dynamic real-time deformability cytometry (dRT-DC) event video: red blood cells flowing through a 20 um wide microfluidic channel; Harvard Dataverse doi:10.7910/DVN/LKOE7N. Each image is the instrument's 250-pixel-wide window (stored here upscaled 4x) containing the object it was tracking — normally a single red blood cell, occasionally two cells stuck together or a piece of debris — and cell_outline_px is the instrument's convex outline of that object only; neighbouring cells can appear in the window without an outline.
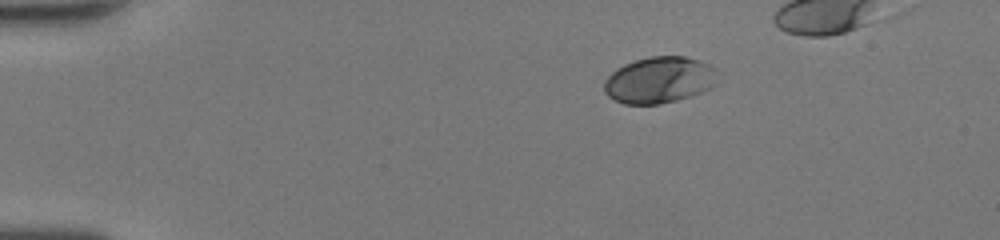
{"species": "human", "species_latin": "Homo sapiens", "temperature_condition": "room temperature", "stored_images_in_passage": 37, "camera_frame_rate_fps": 3000, "um_per_image_px": 0.085, "donor": {"sex": "female"}, "frame": {"image": 1, "passage_image": 1, "time_ms": 0.0, "image_size_px": [1000, 240], "cell_outline_px": [[716, 84], [712, 88], [676, 100], [660, 104], [624, 104], [608, 96], [604, 92], [604, 80], [616, 68], [624, 64], [636, 60], [652, 56], [684, 56], [700, 60], [716, 68]], "centroid_in_image_um": [56.04, 6.79], "position_along_channel_um": 29.0, "area_um2": 30.69}}
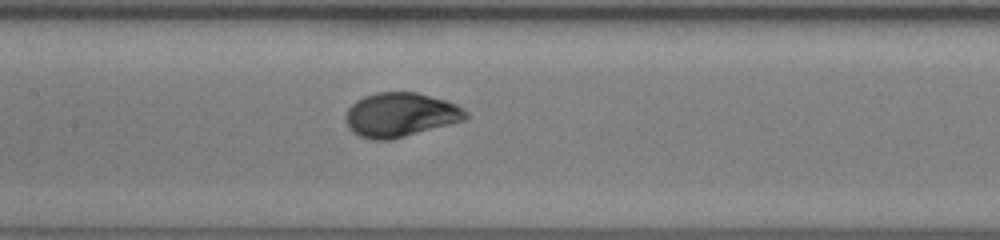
{"frame": {"image": 2, "passage_image": 17, "time_ms": 5.333, "image_size_px": [1000, 240], "cell_outline_px": [[468, 116], [464, 120], [404, 136], [388, 140], [372, 140], [360, 136], [352, 132], [348, 128], [344, 120], [344, 116], [348, 108], [356, 100], [364, 96], [376, 92], [416, 92], [444, 100], [456, 104], [464, 108], [468, 112]], "centroid_in_image_um": [33.99, 9.75], "position_along_channel_um": 173.4, "area_um2": 30.87}}
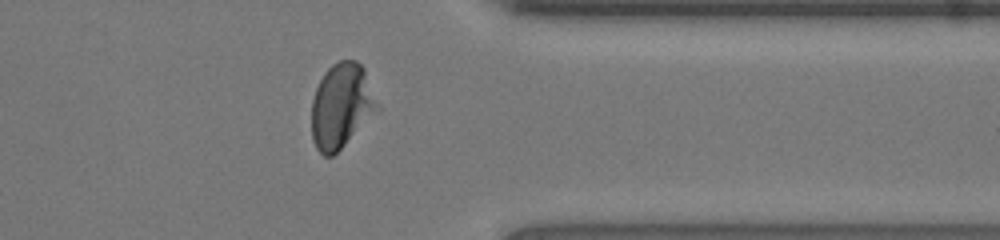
{"frame": {"image": 3, "passage_image": 32, "time_ms": 10.333, "image_size_px": [1000, 240], "cell_outline_px": [[380, 112], [332, 156], [324, 156], [316, 148], [312, 140], [312, 100], [316, 88], [324, 72], [332, 64], [340, 60], [356, 60], [364, 68], [380, 108]], "centroid_in_image_um": [29.04, 9.01], "position_along_channel_um": 382.4, "area_um2": 32.77}, "authors_computed_cell_mechanics": {"area_um2": 30.5762, "velocity_mm_per_s": 4.3011, "shape_relaxation_time_tau1_ms": 2.5417, "shape_relaxation_time_tau2_ms": null, "deformation_change_tau1": 0.1511, "deformation_change_tau2": null}}